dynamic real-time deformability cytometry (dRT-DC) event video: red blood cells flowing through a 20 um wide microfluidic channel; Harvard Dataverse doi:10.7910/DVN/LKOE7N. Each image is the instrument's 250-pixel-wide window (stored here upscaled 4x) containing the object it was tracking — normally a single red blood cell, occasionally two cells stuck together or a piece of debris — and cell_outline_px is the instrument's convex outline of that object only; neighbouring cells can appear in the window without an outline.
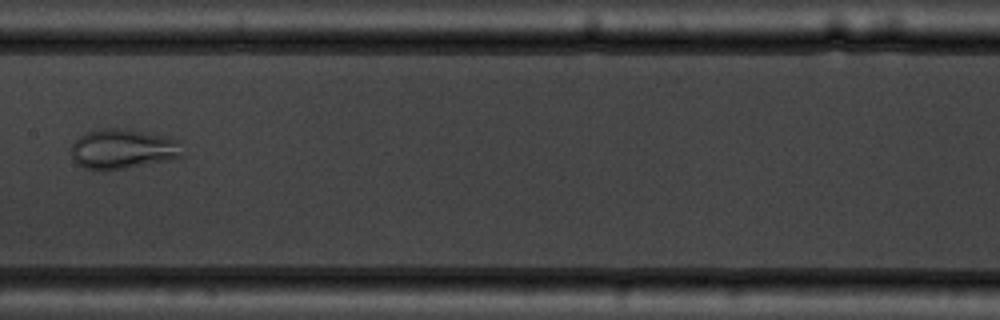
{"species": "common noctule bat (a hibernating species)", "species_latin": "Nyctalus noctula", "temperature_condition": "warm", "stored_images_in_passage": 8, "camera_frame_rate_fps": 3000, "um_per_image_px": 0.085, "animal": {"sex": "male", "body_mass_g": 19.5, "forearm_length_mm": 54.6}, "frame": {"image": 1, "passage_image": 8, "time_ms": 9.0, "image_size_px": [1000, 320], "cell_outline_px": [[184, 156], [168, 160], [104, 172], [84, 168], [72, 156], [72, 144], [80, 136], [88, 132], [104, 128], [128, 128], [164, 136], [180, 140]], "centroid_in_image_um": [10.48, 12.67], "position_along_channel_um": 196.9, "area_um2": 26.01}}